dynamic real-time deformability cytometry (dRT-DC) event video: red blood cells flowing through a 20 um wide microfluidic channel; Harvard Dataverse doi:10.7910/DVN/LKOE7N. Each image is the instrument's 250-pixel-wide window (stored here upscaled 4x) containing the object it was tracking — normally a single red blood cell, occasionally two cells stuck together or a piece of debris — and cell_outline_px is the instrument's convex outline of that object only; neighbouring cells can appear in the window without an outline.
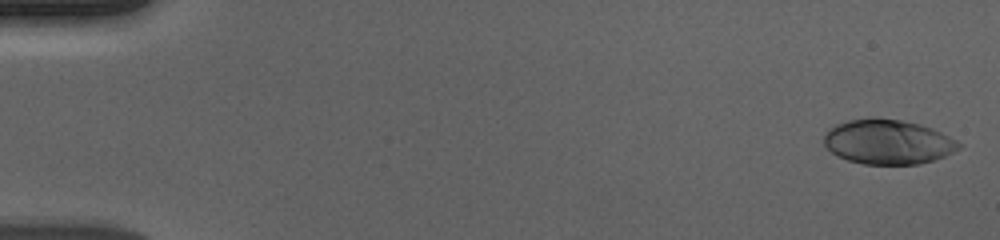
{"species": "human", "species_latin": "Homo sapiens", "temperature_condition": "cold", "stored_images_in_passage": 38, "camera_frame_rate_fps": 3000, "um_per_image_px": 0.085, "donor": {"sex": "male"}, "frame": {"image": 1, "passage_image": 2, "time_ms": 0.333, "image_size_px": [1000, 240], "cell_outline_px": [[964, 144], [960, 148], [944, 156], [932, 160], [916, 164], [864, 164], [848, 160], [836, 156], [824, 144], [824, 136], [828, 128], [836, 124], [848, 120], [872, 116], [876, 116], [900, 120], [920, 124], [932, 128]], "centroid_in_image_um": [75.45, 12.04], "position_along_channel_um": 9.6, "area_um2": 35.32}}
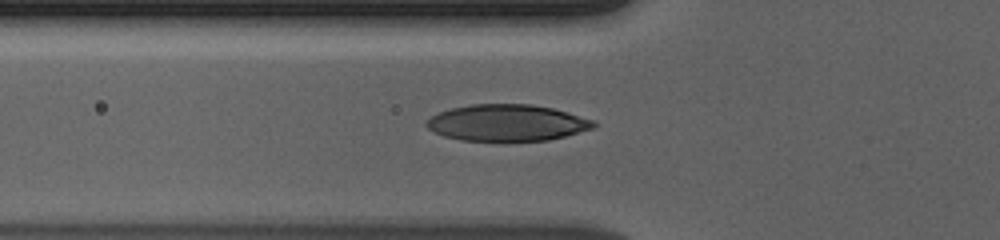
{"frame": {"image": 2, "passage_image": 21, "time_ms": 6.667, "image_size_px": [1000, 240], "cell_outline_px": [[596, 128], [548, 140], [460, 140], [444, 136], [428, 128], [424, 124], [432, 116], [440, 112], [452, 108], [472, 104], [532, 104], [552, 108], [568, 112], [596, 120]], "centroid_in_image_um": [43.15, 10.42], "position_along_channel_um": 82.7, "area_um2": 35.37}}
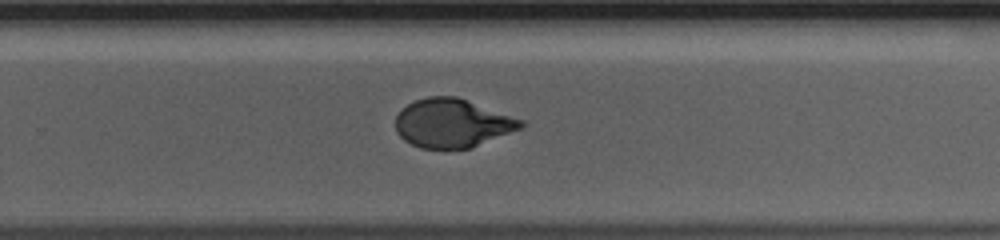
{"frame": {"image": 3, "passage_image": 38, "time_ms": 12.333, "image_size_px": [1000, 240], "cell_outline_px": [[524, 128], [472, 148], [420, 148], [404, 140], [396, 132], [396, 116], [408, 104], [416, 100], [428, 96], [456, 96], [524, 120]], "centroid_in_image_um": [38.48, 10.47], "position_along_channel_um": 291.3, "area_um2": 35.55}}